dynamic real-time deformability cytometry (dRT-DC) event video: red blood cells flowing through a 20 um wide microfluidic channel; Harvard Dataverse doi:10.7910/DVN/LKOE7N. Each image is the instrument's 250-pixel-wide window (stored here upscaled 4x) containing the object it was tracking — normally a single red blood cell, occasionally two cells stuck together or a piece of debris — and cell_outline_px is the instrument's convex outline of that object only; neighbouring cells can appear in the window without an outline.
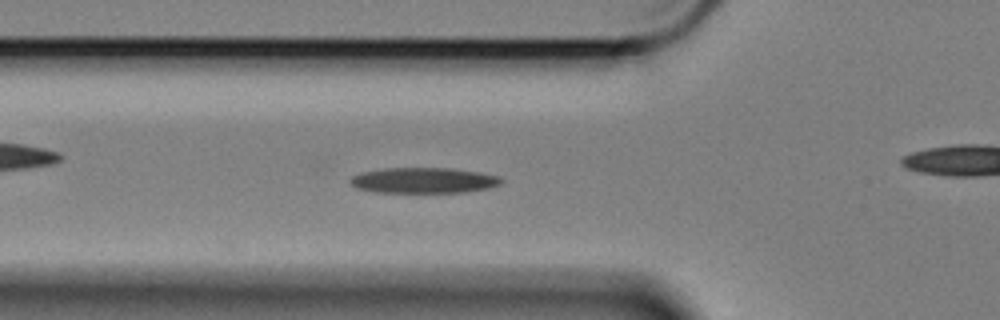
{"species": "Egyptian fruit bat (a non-hibernating species)", "species_latin": "Rousettus aegyptiacus", "temperature_condition": "cold", "stored_images_in_passage": 37, "camera_frame_rate_fps": 3000, "um_per_image_px": 0.085, "animal": {"sex": "female"}, "frame": {"image": 1, "passage_image": 3, "time_ms": 0.667, "image_size_px": [1000, 320], "cell_outline_px": [[504, 180], [500, 184], [488, 188], [464, 192], [372, 192], [356, 188], [348, 184], [348, 180], [352, 176], [360, 172], [380, 168], [452, 168], [480, 172], [500, 176]], "centroid_in_image_um": [35.95, 15.32], "position_along_channel_um": 89.8, "area_um2": 22.83}}
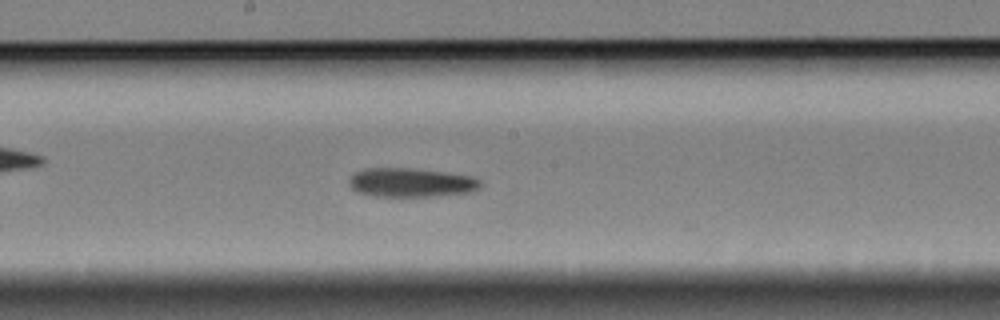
{"frame": {"image": 2, "passage_image": 14, "time_ms": 4.333, "image_size_px": [1000, 320], "cell_outline_px": [[484, 184], [476, 192], [436, 196], [376, 196], [356, 192], [348, 184], [348, 176], [364, 168], [416, 168], [472, 176], [480, 180]], "centroid_in_image_um": [34.97, 15.51], "position_along_channel_um": 213.2, "area_um2": 22.66}}
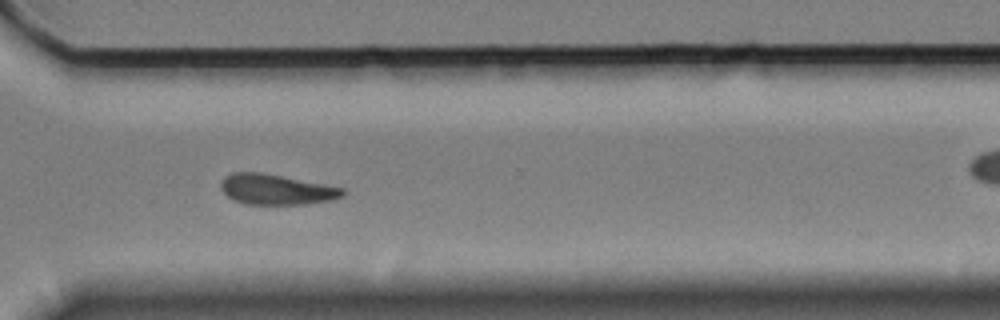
{"frame": {"image": 3, "passage_image": 26, "time_ms": 8.333, "image_size_px": [1000, 320], "cell_outline_px": [[348, 192], [344, 196], [332, 200], [304, 204], [244, 204], [232, 200], [220, 188], [220, 180], [224, 176], [232, 172], [260, 172], [324, 184], [344, 188]], "centroid_in_image_um": [23.47, 16.1], "position_along_channel_um": 347.1, "area_um2": 21.73}}